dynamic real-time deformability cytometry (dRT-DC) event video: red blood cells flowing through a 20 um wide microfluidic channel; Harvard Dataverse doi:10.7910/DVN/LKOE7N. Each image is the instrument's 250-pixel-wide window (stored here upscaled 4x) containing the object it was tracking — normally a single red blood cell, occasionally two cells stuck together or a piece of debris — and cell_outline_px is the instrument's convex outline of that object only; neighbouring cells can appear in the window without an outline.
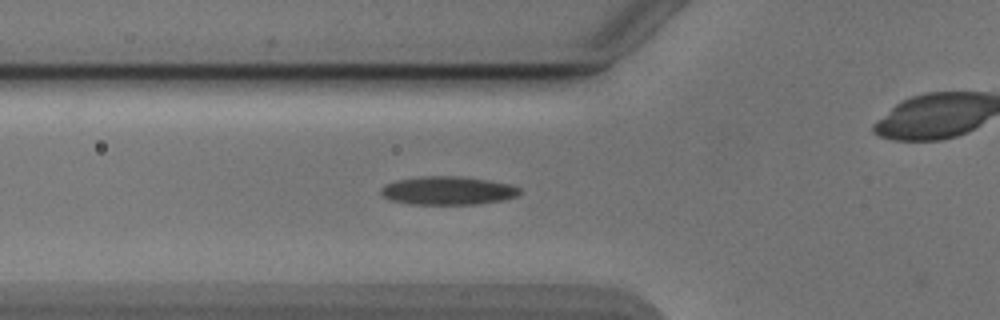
{"species": "Egyptian fruit bat (a non-hibernating species)", "species_latin": "Rousettus aegyptiacus", "temperature_condition": "cold", "stored_images_in_passage": 45, "camera_frame_rate_fps": 3000, "um_per_image_px": 0.085, "animal": {"sex": "male"}, "frame": {"image": 1, "passage_image": 17, "time_ms": 5.333, "image_size_px": [1000, 320], "cell_outline_px": [[520, 192], [516, 196], [500, 200], [480, 204], [408, 204], [388, 200], [380, 192], [380, 188], [384, 184], [400, 180], [420, 176], [460, 176], [488, 180], [508, 184], [520, 188]], "centroid_in_image_um": [38.02, 16.2], "position_along_channel_um": 87.8, "area_um2": 22.89}}
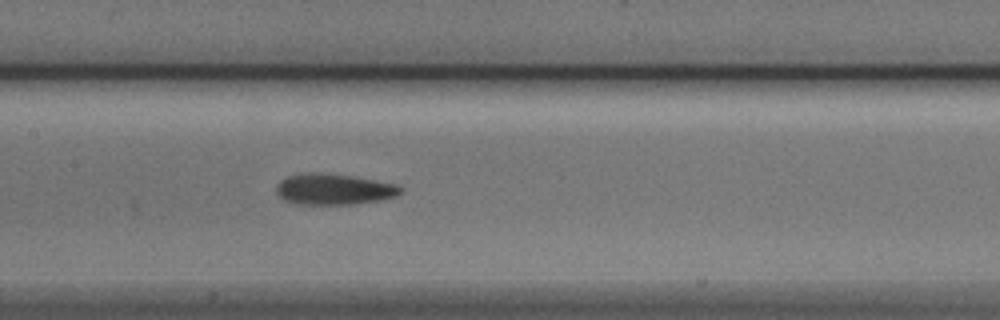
{"frame": {"image": 2, "passage_image": 24, "time_ms": 7.667, "image_size_px": [1000, 320], "cell_outline_px": [[404, 192], [396, 196], [380, 200], [356, 204], [296, 204], [284, 200], [276, 192], [276, 184], [280, 180], [288, 176], [308, 172], [316, 172], [356, 176], [396, 184], [404, 188]], "centroid_in_image_um": [28.4, 16.08], "position_along_channel_um": 179.0, "area_um2": 22.72}}
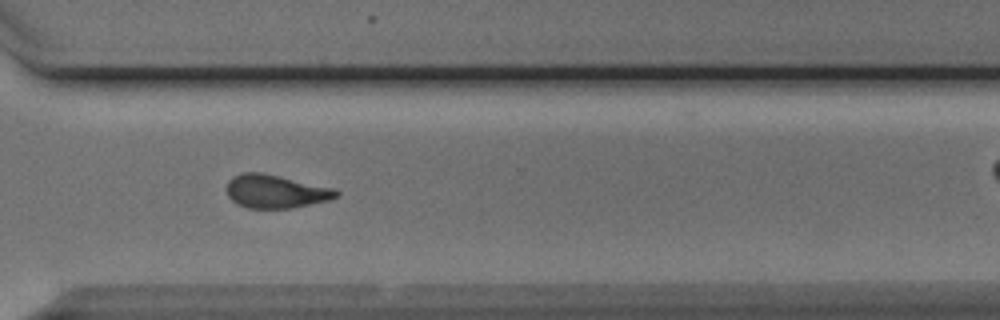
{"frame": {"image": 3, "passage_image": 37, "time_ms": 12.0, "image_size_px": [1000, 320], "cell_outline_px": [[340, 192], [336, 196], [328, 200], [292, 208], [248, 208], [236, 204], [228, 196], [228, 180], [232, 176], [244, 172], [260, 172], [336, 188]], "centroid_in_image_um": [23.42, 16.27], "position_along_channel_um": 347.2, "area_um2": 21.21}}